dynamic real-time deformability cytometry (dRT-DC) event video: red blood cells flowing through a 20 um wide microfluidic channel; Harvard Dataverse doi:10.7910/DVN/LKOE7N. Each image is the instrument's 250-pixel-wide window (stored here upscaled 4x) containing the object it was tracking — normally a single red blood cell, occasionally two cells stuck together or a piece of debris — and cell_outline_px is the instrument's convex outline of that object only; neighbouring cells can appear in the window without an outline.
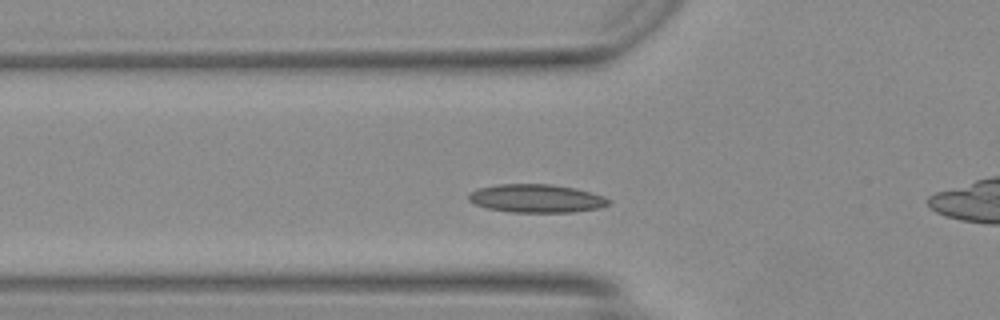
{"species": "Egyptian fruit bat (a non-hibernating species)", "species_latin": "Rousettus aegyptiacus", "temperature_condition": "warm", "stored_images_in_passage": 38, "camera_frame_rate_fps": 3000, "um_per_image_px": 0.085, "animal": {"sex": "female"}, "frame": {"image": 1, "passage_image": 5, "time_ms": 1.333, "image_size_px": [1000, 320], "cell_outline_px": [[612, 200], [608, 204], [600, 208], [572, 212], [508, 212], [488, 208], [476, 204], [468, 200], [468, 196], [472, 192], [480, 188], [496, 184], [552, 184], [592, 192], [604, 196]], "centroid_in_image_um": [45.62, 16.87], "position_along_channel_um": 80.2, "area_um2": 23.0}}
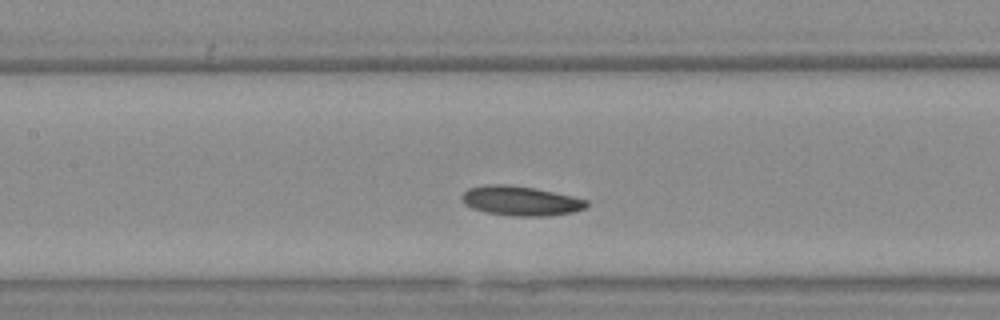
{"frame": {"image": 2, "passage_image": 11, "time_ms": 3.333, "image_size_px": [1000, 320], "cell_outline_px": [[588, 204], [584, 208], [576, 212], [548, 216], [512, 216], [484, 212], [472, 208], [464, 204], [460, 196], [468, 188], [488, 184], [504, 184], [532, 188], [572, 196], [588, 200]], "centroid_in_image_um": [44.23, 17.08], "position_along_channel_um": 163.2, "area_um2": 21.5}}
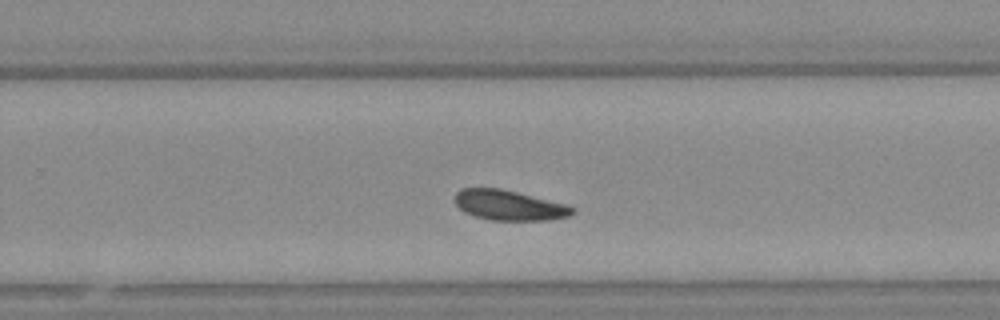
{"frame": {"image": 3, "passage_image": 20, "time_ms": 6.333, "image_size_px": [1000, 320], "cell_outline_px": [[576, 212], [568, 216], [548, 220], [492, 220], [476, 216], [464, 212], [456, 204], [456, 192], [460, 188], [500, 188], [568, 204], [576, 208]], "centroid_in_image_um": [43.32, 17.44], "position_along_channel_um": 286.5, "area_um2": 20.63}, "authors_computed_cell_mechanics": {"area_um2": 21.0392, "velocity_mm_per_s": 4.1391, "shape_relaxation_time_tau1_ms": 3.754, "shape_relaxation_time_tau2_ms": 9.9115, "deformation_change_tau1": 0.0733, "deformation_change_tau2": 0.1621}}